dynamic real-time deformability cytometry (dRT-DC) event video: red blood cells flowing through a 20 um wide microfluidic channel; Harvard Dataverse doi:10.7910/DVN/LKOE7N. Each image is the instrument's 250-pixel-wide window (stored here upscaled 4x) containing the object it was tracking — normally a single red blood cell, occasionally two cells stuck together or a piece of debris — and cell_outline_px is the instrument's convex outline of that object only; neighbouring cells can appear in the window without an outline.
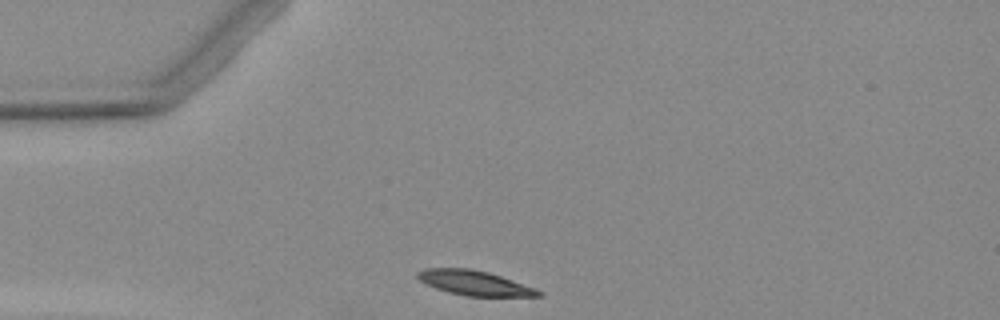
{"species": "Egyptian fruit bat (a non-hibernating species)", "species_latin": "Rousettus aegyptiacus", "temperature_condition": "warm", "stored_images_in_passage": 3, "camera_frame_rate_fps": 3000, "um_per_image_px": 0.085, "animal": {"sex": "female"}, "frame": {"image": 1, "passage_image": 1, "time_ms": 0.0, "image_size_px": [1000, 320], "cell_outline_px": [[544, 296], [464, 296], [448, 292], [436, 288], [420, 280], [416, 276], [416, 272], [424, 268], [472, 268], [488, 272], [536, 288], [544, 292]], "centroid_in_image_um": [40.35, 24.05], "position_along_channel_um": 44.7, "area_um2": 17.46}}
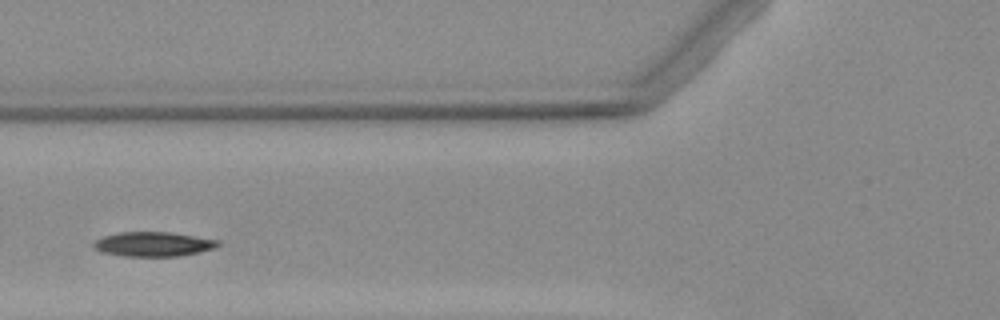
{"frame": {"image": 2, "passage_image": 3, "time_ms": 2.333, "image_size_px": [1000, 320], "cell_outline_px": [[220, 244], [216, 248], [200, 252], [180, 256], [124, 256], [104, 252], [92, 248], [92, 244], [96, 240], [104, 236], [120, 232], [168, 232], [220, 240]], "centroid_in_image_um": [13.05, 20.75], "position_along_channel_um": 112.7, "area_um2": 17.74}}